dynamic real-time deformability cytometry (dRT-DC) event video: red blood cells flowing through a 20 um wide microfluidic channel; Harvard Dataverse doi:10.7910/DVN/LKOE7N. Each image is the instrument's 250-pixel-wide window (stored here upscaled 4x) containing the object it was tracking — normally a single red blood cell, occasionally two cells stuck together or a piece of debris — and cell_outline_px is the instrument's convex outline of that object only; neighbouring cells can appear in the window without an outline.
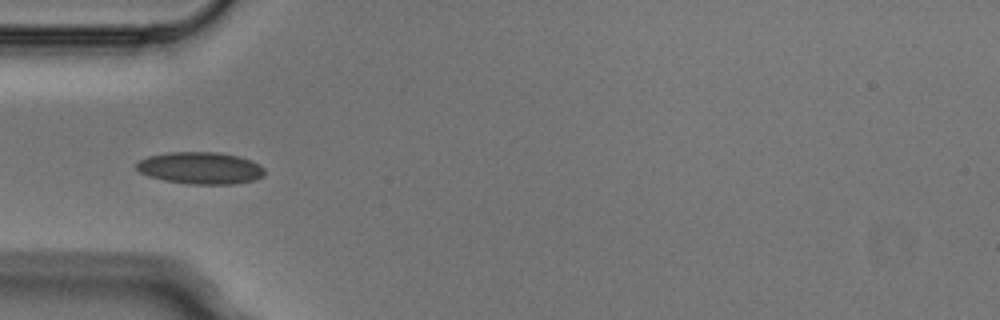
{"species": "Egyptian fruit bat (a non-hibernating species)", "species_latin": "Rousettus aegyptiacus", "temperature_condition": "cold", "stored_images_in_passage": 4, "camera_frame_rate_fps": 3000, "um_per_image_px": 0.085, "animal": {"sex": "male"}, "frame": {"image": 1, "passage_image": 4, "time_ms": 1.0, "image_size_px": [1000, 320], "cell_outline_px": [[264, 176], [256, 180], [232, 184], [188, 184], [164, 180], [148, 176], [140, 172], [136, 168], [136, 164], [140, 160], [148, 156], [168, 152], [216, 152], [240, 156], [252, 160], [260, 164], [264, 168]], "centroid_in_image_um": [17.07, 14.28], "position_along_channel_um": 67.9, "area_um2": 24.1}}